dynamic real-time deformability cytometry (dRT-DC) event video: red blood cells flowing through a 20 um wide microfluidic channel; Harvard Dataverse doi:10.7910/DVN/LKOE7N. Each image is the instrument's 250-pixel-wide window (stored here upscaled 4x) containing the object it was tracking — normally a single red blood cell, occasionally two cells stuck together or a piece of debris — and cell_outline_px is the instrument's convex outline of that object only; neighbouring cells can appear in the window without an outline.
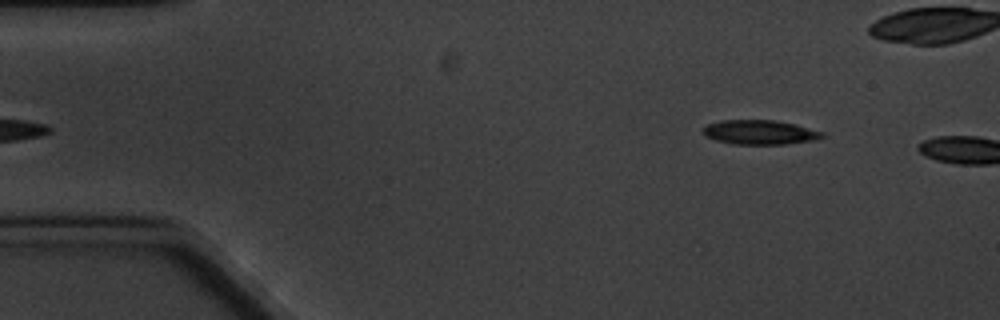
{"species": "common noctule bat (a hibernating species)", "species_latin": "Nyctalus noctula", "temperature_condition": "cold", "stored_images_in_passage": 6, "segment_of_instrument_passage": [2, 2], "camera_frame_rate_fps": 3000, "um_per_image_px": 0.085, "animal": {"sex": "male", "body_mass_g": 20.1, "forearm_length_mm": 53.5}, "frame": {"image": 1, "passage_image": 6, "time_ms": 6.667, "image_size_px": [1000, 320], "cell_outline_px": [[824, 136], [816, 140], [784, 144], [732, 144], [716, 140], [704, 136], [700, 128], [708, 124], [720, 120], [776, 120], [796, 124], [824, 132]], "centroid_in_image_um": [64.56, 11.24], "position_along_channel_um": 20.4, "area_um2": 17.17}}